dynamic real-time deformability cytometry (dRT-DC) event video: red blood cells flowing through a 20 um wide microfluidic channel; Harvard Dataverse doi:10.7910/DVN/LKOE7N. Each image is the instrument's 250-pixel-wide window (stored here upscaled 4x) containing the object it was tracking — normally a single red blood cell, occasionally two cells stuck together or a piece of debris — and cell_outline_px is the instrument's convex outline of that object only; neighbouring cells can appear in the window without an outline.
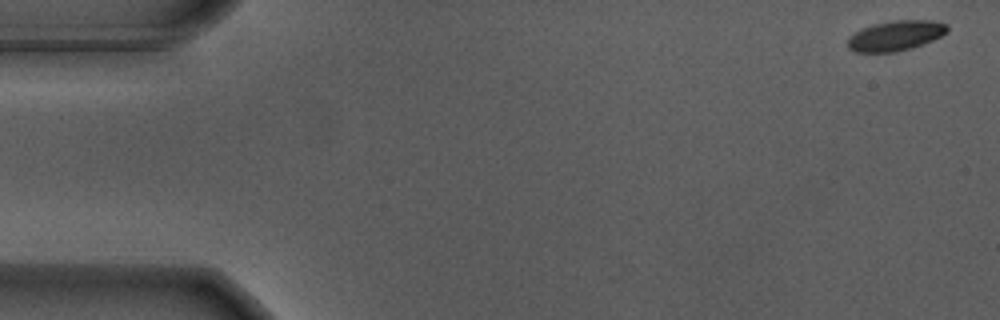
{"species": "Egyptian fruit bat (a non-hibernating species)", "species_latin": "Rousettus aegyptiacus", "temperature_condition": "warm", "stored_images_in_passage": 51, "camera_frame_rate_fps": 3000, "um_per_image_px": 0.085, "animal": {"sex": "male"}, "frame": {"image": 1, "passage_image": 1, "time_ms": 0.0, "image_size_px": [1000, 320], "cell_outline_px": [[948, 32], [932, 40], [896, 52], [852, 52], [848, 48], [848, 36], [872, 24], [892, 20], [932, 20], [948, 24]], "centroid_in_image_um": [76.11, 3.02], "position_along_channel_um": 8.9, "area_um2": 17.4}}
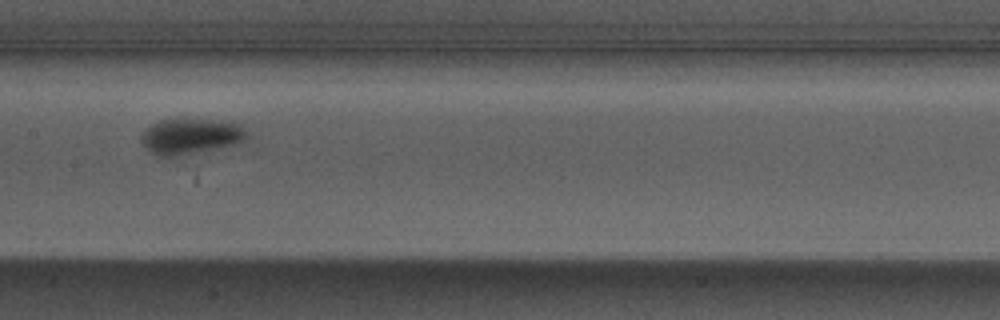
{"frame": {"image": 2, "passage_image": 27, "time_ms": 8.667, "image_size_px": [1000, 320], "cell_outline_px": [[248, 136], [232, 144], [176, 156], [156, 156], [140, 140], [140, 136], [144, 128], [160, 120], [232, 120], [240, 124]], "centroid_in_image_um": [16.16, 11.56], "position_along_channel_um": 191.2, "area_um2": 21.39}}
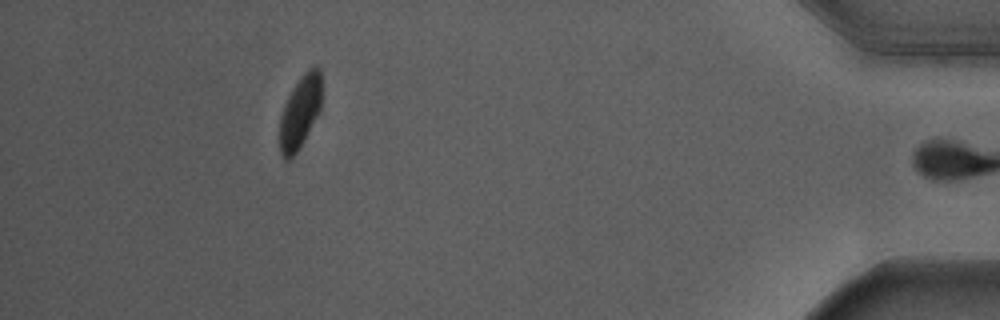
{"frame": {"image": 3, "passage_image": 50, "time_ms": 16.333, "image_size_px": [1000, 320], "cell_outline_px": [[320, 112], [296, 152], [288, 160], [284, 160], [280, 152], [280, 116], [284, 104], [288, 96], [304, 72], [308, 68], [316, 64], [320, 68]], "centroid_in_image_um": [25.5, 9.5], "position_along_channel_um": 409.7, "area_um2": 17.51}, "authors_computed_cell_mechanics": {"area_um2": 19.8254, "velocity_mm_per_s": 3.6685, "shape_relaxation_time_tau1_ms": 3.0243, "shape_relaxation_time_tau2_ms": null, "deformation_change_tau1": 0.1601, "deformation_change_tau2": null}}